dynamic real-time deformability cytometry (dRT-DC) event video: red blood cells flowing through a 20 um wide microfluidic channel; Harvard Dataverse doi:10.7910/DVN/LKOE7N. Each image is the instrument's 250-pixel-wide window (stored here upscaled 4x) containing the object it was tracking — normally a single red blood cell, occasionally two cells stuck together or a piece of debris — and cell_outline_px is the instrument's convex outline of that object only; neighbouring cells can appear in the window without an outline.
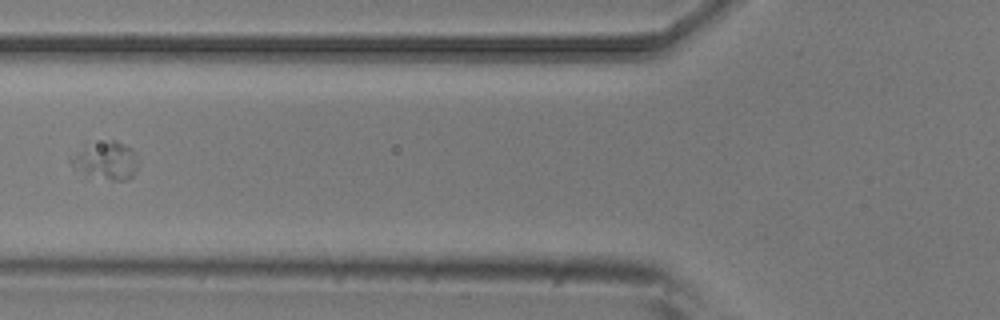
{"species": "common noctule bat (a hibernating species)", "species_latin": "Nyctalus noctula", "temperature_condition": "room temperature", "stored_images_in_passage": 3, "camera_frame_rate_fps": 3000, "um_per_image_px": 0.085, "animal": {"sex": "male", "body_mass_g": 20.5, "forearm_length_mm": 52.5}, "frame": {"image": 1, "passage_image": 2, "time_ms": 0.333, "image_size_px": [1000, 320], "cell_outline_px": [[136, 172], [128, 180], [112, 180], [88, 172], [72, 164], [68, 160], [84, 140], [116, 140], [132, 148], [136, 164]], "centroid_in_image_um": [8.97, 13.53], "position_along_channel_um": 116.8, "area_um2": 14.74}}
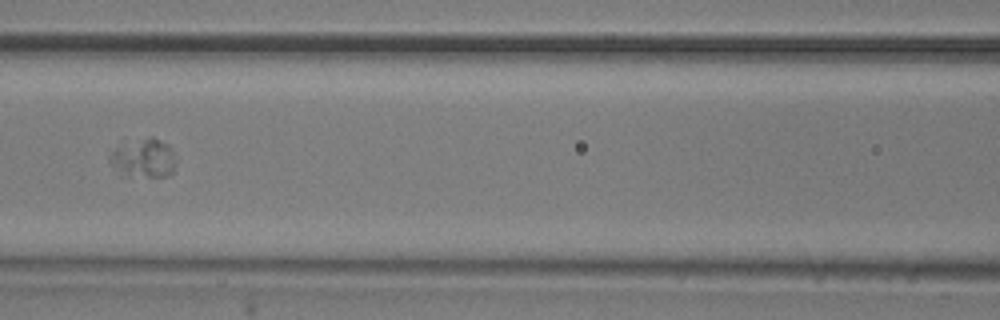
{"frame": {"image": 2, "passage_image": 3, "time_ms": 0.667, "image_size_px": [1000, 320], "cell_outline_px": [[176, 164], [172, 172], [168, 176], [148, 176], [112, 164], [108, 160], [108, 156], [124, 136], [152, 136], [168, 144], [172, 148]], "centroid_in_image_um": [12.23, 13.25], "position_along_channel_um": 154.4, "area_um2": 14.91}}